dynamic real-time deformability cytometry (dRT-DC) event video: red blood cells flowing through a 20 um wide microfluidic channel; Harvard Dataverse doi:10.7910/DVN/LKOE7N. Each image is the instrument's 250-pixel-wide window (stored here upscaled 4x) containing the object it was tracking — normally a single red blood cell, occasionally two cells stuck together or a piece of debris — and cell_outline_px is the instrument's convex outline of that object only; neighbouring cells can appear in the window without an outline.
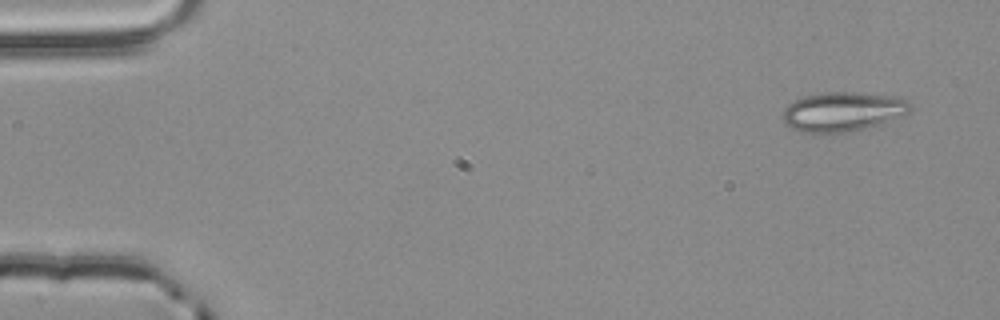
{"species": "common noctule bat (a hibernating species)", "species_latin": "Nyctalus noctula", "temperature_condition": "room temperature", "stored_images_in_passage": 5, "camera_frame_rate_fps": 3000, "um_per_image_px": 0.085, "animal": {"sex": "male", "body_mass_g": 20.4}, "frame": {"image": 1, "passage_image": 1, "time_ms": 0.0, "image_size_px": [1000, 320], "cell_outline_px": [[912, 108], [904, 116], [880, 124], [848, 132], [820, 136], [800, 132], [792, 128], [784, 120], [784, 108], [788, 104], [804, 96], [828, 92], [860, 92], [888, 96], [908, 100], [912, 104]], "centroid_in_image_um": [71.64, 9.53], "position_along_channel_um": 13.4, "area_um2": 29.71}}
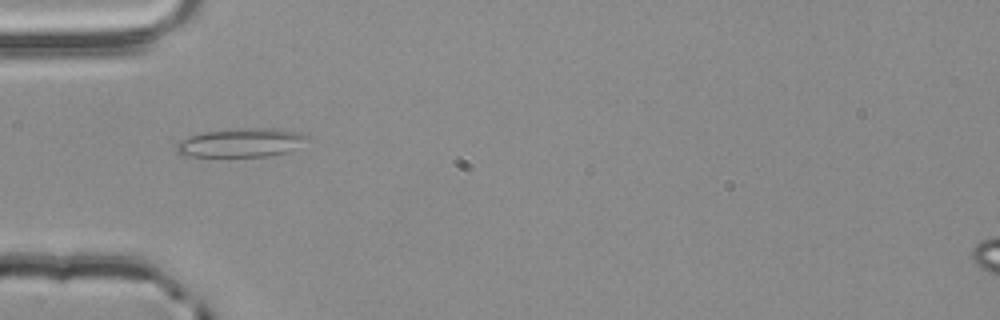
{"frame": {"image": 2, "passage_image": 4, "time_ms": 1.0, "image_size_px": [1000, 320], "cell_outline_px": [[312, 136], [296, 148], [288, 152], [268, 156], [184, 156], [176, 152], [176, 144], [180, 140], [204, 132], [252, 128], [268, 128], [300, 132]], "centroid_in_image_um": [20.53, 12.14], "position_along_channel_um": 64.5, "area_um2": 21.68}}
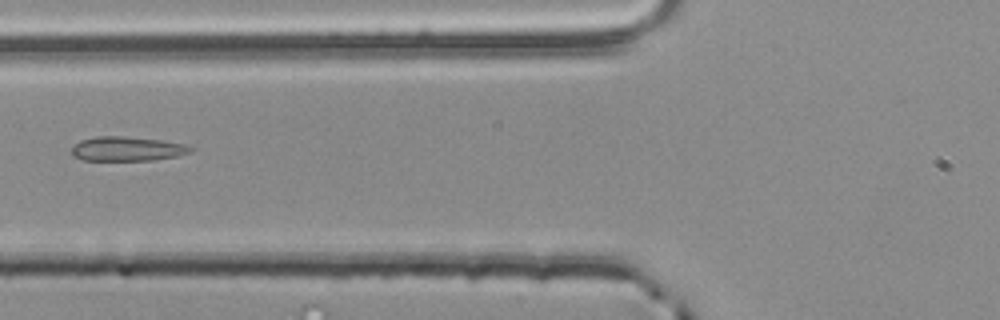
{"frame": {"image": 3, "passage_image": 5, "time_ms": 1.333, "image_size_px": [1000, 320], "cell_outline_px": [[196, 148], [192, 152], [176, 156], [152, 160], [84, 160], [72, 156], [72, 148], [80, 140], [96, 136], [120, 136], [160, 140], [184, 144]], "centroid_in_image_um": [10.82, 12.65], "position_along_channel_um": 115.0, "area_um2": 16.82}}